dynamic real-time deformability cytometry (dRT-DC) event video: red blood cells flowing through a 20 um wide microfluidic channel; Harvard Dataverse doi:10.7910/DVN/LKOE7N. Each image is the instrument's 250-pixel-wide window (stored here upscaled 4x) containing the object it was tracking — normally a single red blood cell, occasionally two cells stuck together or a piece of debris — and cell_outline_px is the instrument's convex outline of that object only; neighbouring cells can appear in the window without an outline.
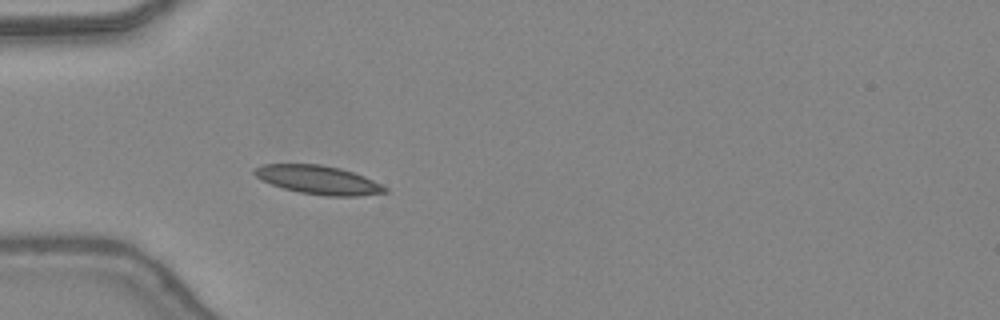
{"species": "common noctule bat (a hibernating species)", "species_latin": "Nyctalus noctula", "temperature_condition": "warm", "stored_images_in_passage": 33, "camera_frame_rate_fps": 3000, "um_per_image_px": 0.085, "animal": {"sex": "female", "body_mass_g": 24.6, "forearm_length_mm": 56.2}, "frame": {"image": 1, "passage_image": 1, "time_ms": 0.0, "image_size_px": [1000, 320], "cell_outline_px": [[388, 192], [356, 196], [324, 196], [300, 192], [284, 188], [272, 184], [256, 176], [252, 172], [252, 168], [260, 164], [320, 164], [340, 168], [364, 176], [388, 188]], "centroid_in_image_um": [27.04, 15.28], "position_along_channel_um": 58.0, "area_um2": 21.68}}
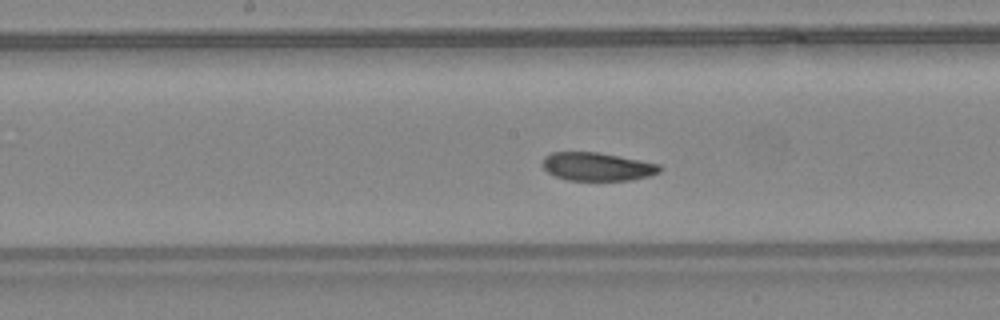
{"frame": {"image": 2, "passage_image": 11, "time_ms": 3.333, "image_size_px": [1000, 320], "cell_outline_px": [[664, 168], [660, 172], [648, 176], [632, 180], [568, 180], [556, 176], [548, 172], [540, 164], [544, 156], [552, 152], [596, 152], [640, 160], [660, 164]], "centroid_in_image_um": [50.76, 14.16], "position_along_channel_um": 197.4, "area_um2": 19.36}}
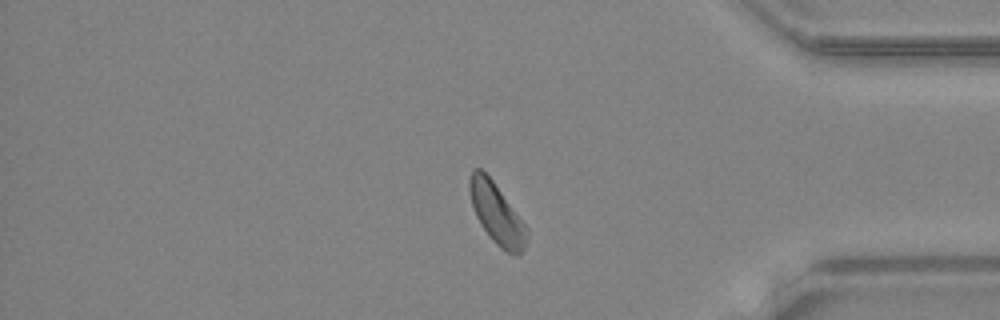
{"frame": {"image": 3, "passage_image": 26, "time_ms": 8.333, "image_size_px": [1000, 320], "cell_outline_px": [[528, 232], [524, 248], [516, 256], [500, 248], [492, 240], [480, 224], [476, 216], [472, 204], [468, 188], [468, 180], [472, 168], [480, 168], [492, 180], [528, 228]], "centroid_in_image_um": [42.19, 18.15], "position_along_channel_um": 393.0, "area_um2": 20.06}, "authors_computed_cell_mechanics": {"area_um2": 20.0566, "velocity_mm_per_s": 4.3674, "shape_relaxation_time_tau1_ms": 3.8434, "shape_relaxation_time_tau2_ms": 5.012, "deformation_change_tau1": 0.0896, "deformation_change_tau2": 0.1047}}